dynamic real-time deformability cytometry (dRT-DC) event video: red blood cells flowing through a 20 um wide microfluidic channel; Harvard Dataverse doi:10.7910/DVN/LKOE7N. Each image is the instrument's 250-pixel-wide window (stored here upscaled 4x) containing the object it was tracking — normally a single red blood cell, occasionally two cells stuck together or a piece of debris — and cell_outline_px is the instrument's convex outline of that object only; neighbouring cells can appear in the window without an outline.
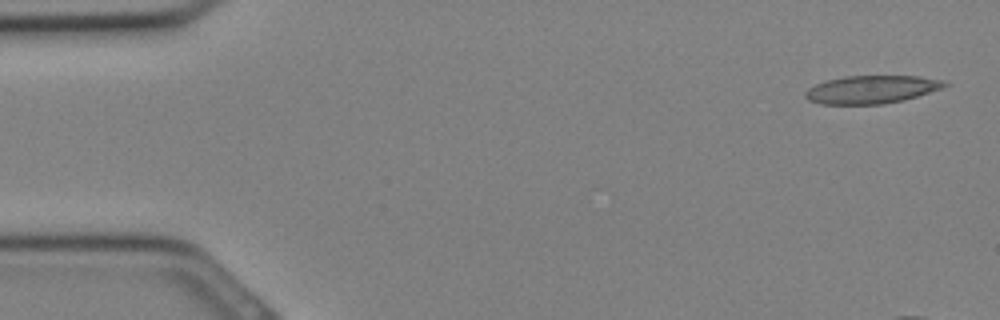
{"species": "Egyptian fruit bat (a non-hibernating species)", "species_latin": "Rousettus aegyptiacus", "temperature_condition": "cold", "stored_images_in_passage": 7, "camera_frame_rate_fps": 3000, "um_per_image_px": 0.085, "animal": {"sex": "female"}, "frame": {"image": 1, "passage_image": 1, "time_ms": 0.0, "image_size_px": [1000, 320], "cell_outline_px": [[948, 84], [940, 88], [904, 100], [884, 104], [820, 104], [808, 100], [804, 96], [804, 92], [808, 88], [824, 80], [844, 76], [920, 76], [944, 80]], "centroid_in_image_um": [74.02, 7.6], "position_along_channel_um": 11.0, "area_um2": 22.72}}